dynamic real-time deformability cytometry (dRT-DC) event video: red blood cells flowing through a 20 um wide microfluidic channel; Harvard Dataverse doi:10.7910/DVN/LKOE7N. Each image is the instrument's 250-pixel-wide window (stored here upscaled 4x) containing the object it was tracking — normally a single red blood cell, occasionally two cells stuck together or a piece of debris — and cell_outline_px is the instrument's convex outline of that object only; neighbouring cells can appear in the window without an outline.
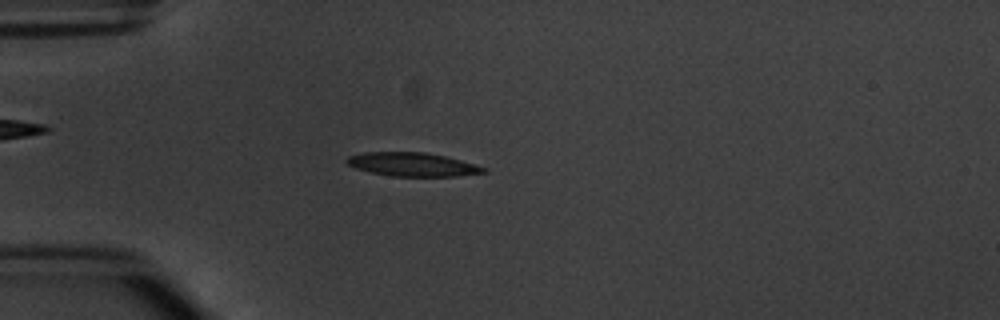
{"species": "common noctule bat (a hibernating species)", "species_latin": "Nyctalus noctula", "temperature_condition": "warm", "stored_images_in_passage": 4, "camera_frame_rate_fps": 3000, "um_per_image_px": 0.085, "animal": {"sex": "male", "body_mass_g": 20.1, "forearm_length_mm": 53.5}, "frame": {"image": 1, "passage_image": 4, "time_ms": 3.333, "image_size_px": [1000, 320], "cell_outline_px": [[488, 172], [456, 176], [392, 176], [372, 172], [356, 168], [348, 164], [344, 160], [348, 156], [364, 152], [424, 152], [444, 156], [460, 160], [488, 168]], "centroid_in_image_um": [35.06, 13.97], "position_along_channel_um": 49.9, "area_um2": 18.73}}